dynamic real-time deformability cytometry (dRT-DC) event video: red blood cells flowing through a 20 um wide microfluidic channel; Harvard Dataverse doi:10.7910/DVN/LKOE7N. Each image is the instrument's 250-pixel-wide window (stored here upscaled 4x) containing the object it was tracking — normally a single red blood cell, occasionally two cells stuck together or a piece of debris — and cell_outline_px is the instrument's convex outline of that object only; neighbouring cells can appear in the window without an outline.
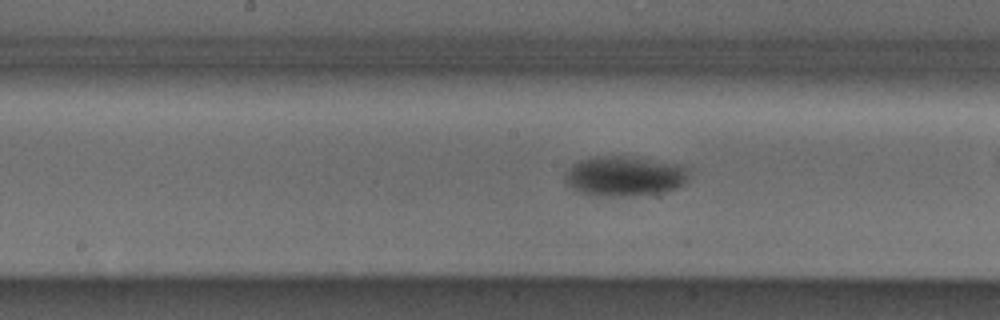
{"species": "Egyptian fruit bat (a non-hibernating species)", "species_latin": "Rousettus aegyptiacus", "temperature_condition": "cold", "stored_images_in_passage": 32, "camera_frame_rate_fps": 3000, "um_per_image_px": 0.085, "animal": {"sex": "male"}, "frame": {"image": 1, "passage_image": 17, "time_ms": 5.333, "image_size_px": [1000, 320], "cell_outline_px": [[684, 184], [676, 188], [648, 196], [600, 196], [576, 192], [564, 180], [564, 172], [572, 164], [580, 160], [592, 156], [632, 156], [684, 164]], "centroid_in_image_um": [53.02, 14.97], "position_along_channel_um": 195.2, "area_um2": 29.36}, "authors_computed_cell_mechanics": {"area_um2": 28.2064, "velocity_mm_per_s": 3.8544, "shape_relaxation_time_tau1_ms": 1.6723, "shape_relaxation_time_tau2_ms": null, "deformation_change_tau1": 0.103, "deformation_change_tau2": null}}